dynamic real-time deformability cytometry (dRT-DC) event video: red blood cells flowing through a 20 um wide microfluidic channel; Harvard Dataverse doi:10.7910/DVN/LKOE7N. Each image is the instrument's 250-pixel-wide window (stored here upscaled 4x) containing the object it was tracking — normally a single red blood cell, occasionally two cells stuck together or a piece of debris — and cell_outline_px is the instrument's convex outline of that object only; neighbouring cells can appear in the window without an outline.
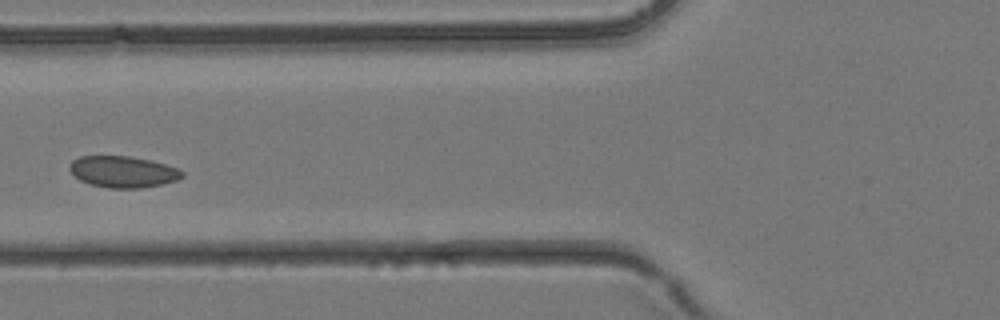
{"species": "common noctule bat (a hibernating species)", "species_latin": "Nyctalus noctula", "temperature_condition": "room temperature", "stored_images_in_passage": 35, "camera_frame_rate_fps": 3000, "um_per_image_px": 0.085, "animal": {"sex": "female", "body_mass_g": 24.6, "forearm_length_mm": 56.2}, "frame": {"image": 1, "passage_image": 12, "time_ms": 3.667, "image_size_px": [1000, 320], "cell_outline_px": [[184, 176], [176, 180], [160, 184], [140, 188], [108, 188], [92, 184], [80, 180], [68, 168], [68, 164], [72, 160], [80, 156], [128, 156], [152, 160], [176, 168], [184, 172]], "centroid_in_image_um": [10.43, 14.59], "position_along_channel_um": 115.4, "area_um2": 20.46}}
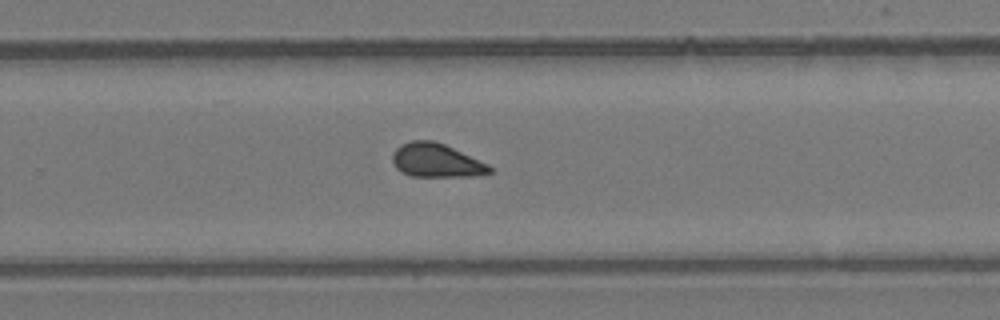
{"frame": {"image": 2, "passage_image": 22, "time_ms": 7.0, "image_size_px": [1000, 320], "cell_outline_px": [[492, 172], [476, 176], [412, 176], [396, 168], [392, 160], [392, 152], [400, 144], [412, 140], [432, 140], [444, 144], [488, 164], [492, 168]], "centroid_in_image_um": [37.07, 13.63], "position_along_channel_um": 292.7, "area_um2": 18.96}}
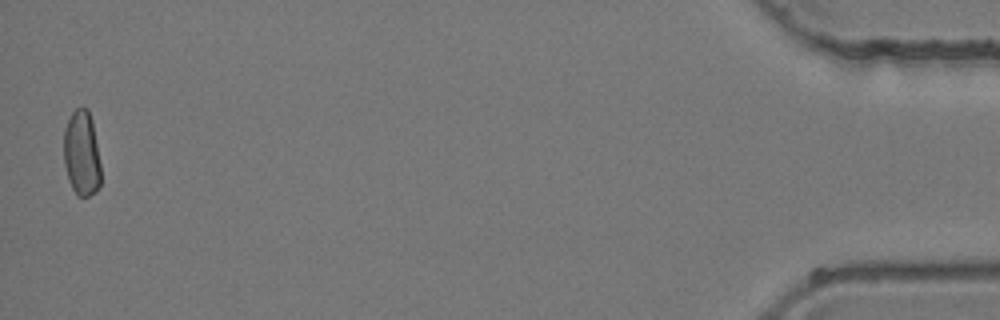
{"frame": {"image": 3, "passage_image": 35, "time_ms": 11.333, "image_size_px": [1000, 320], "cell_outline_px": [[100, 188], [96, 192], [88, 196], [76, 196], [72, 188], [64, 164], [64, 128], [72, 112], [76, 108], [88, 108], [92, 120], [100, 164]], "centroid_in_image_um": [6.94, 13.05], "position_along_channel_um": 428.3, "area_um2": 18.44}}